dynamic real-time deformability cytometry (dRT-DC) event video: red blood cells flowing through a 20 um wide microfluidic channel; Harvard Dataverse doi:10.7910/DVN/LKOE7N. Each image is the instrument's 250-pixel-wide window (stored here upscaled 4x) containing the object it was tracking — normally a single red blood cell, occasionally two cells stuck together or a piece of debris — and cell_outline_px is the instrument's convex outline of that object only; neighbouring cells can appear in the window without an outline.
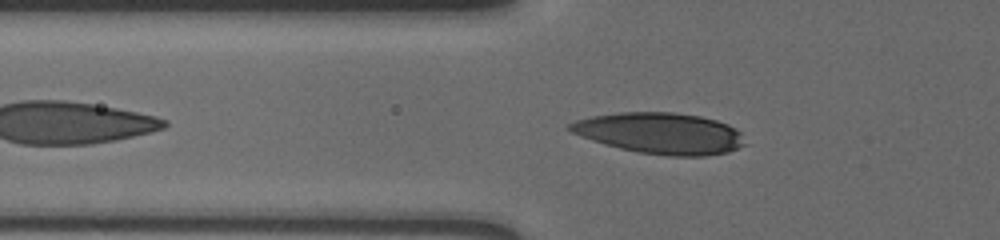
{"species": "human", "species_latin": "Homo sapiens", "temperature_condition": "cold", "stored_images_in_passage": 43, "camera_frame_rate_fps": 3000, "um_per_image_px": 0.085, "donor": {"sex": "male"}, "frame": {"image": 1, "passage_image": 6, "time_ms": 1.667, "image_size_px": [1000, 240], "cell_outline_px": [[748, 144], [728, 152], [704, 156], [668, 156], [640, 152], [620, 148], [592, 140], [572, 132], [568, 128], [568, 124], [576, 120], [592, 116], [620, 112], [672, 112], [700, 116], [716, 120], [728, 124], [740, 132]], "centroid_in_image_um": [56.16, 11.33], "position_along_channel_um": 69.6, "area_um2": 41.85}}
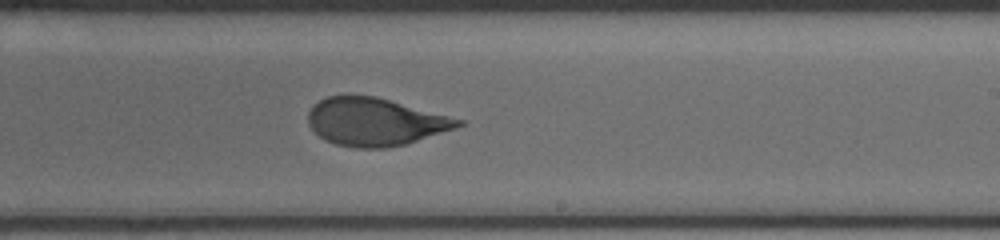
{"frame": {"image": 2, "passage_image": 22, "time_ms": 7.0, "image_size_px": [1000, 240], "cell_outline_px": [[464, 124], [456, 128], [404, 144], [388, 148], [356, 148], [336, 144], [324, 140], [308, 124], [308, 112], [320, 100], [328, 96], [344, 92], [348, 92], [376, 96], [464, 120]], "centroid_in_image_um": [31.85, 10.32], "position_along_channel_um": 257.2, "area_um2": 42.08}}
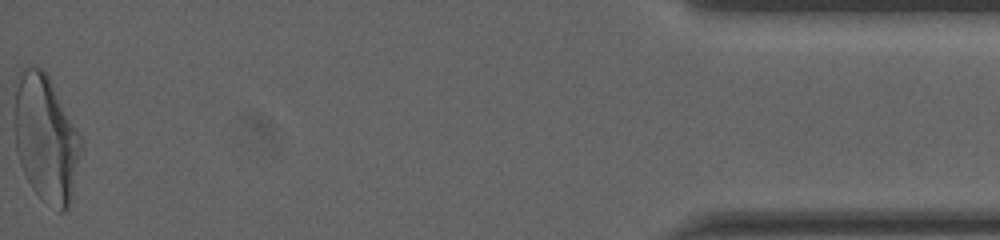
{"frame": {"image": 3, "passage_image": 43, "time_ms": 14.0, "image_size_px": [1000, 240], "cell_outline_px": [[84, 144], [68, 208], [64, 212], [60, 212], [40, 196], [32, 188], [20, 164], [16, 152], [12, 124], [12, 80], [16, 72], [24, 68], [36, 64], [48, 72], [80, 132], [84, 140]], "centroid_in_image_um": [3.84, 11.6], "position_along_channel_um": 431.4, "area_um2": 51.56}, "authors_computed_cell_mechanics": {"area_um2": 42.0784, "velocity_mm_per_s": 3.6054, "shape_relaxation_time_tau1_ms": 3.8203, "shape_relaxation_time_tau2_ms": 1.0829, "deformation_change_tau1": 0.1674, "deformation_change_tau2": 0.0763}}